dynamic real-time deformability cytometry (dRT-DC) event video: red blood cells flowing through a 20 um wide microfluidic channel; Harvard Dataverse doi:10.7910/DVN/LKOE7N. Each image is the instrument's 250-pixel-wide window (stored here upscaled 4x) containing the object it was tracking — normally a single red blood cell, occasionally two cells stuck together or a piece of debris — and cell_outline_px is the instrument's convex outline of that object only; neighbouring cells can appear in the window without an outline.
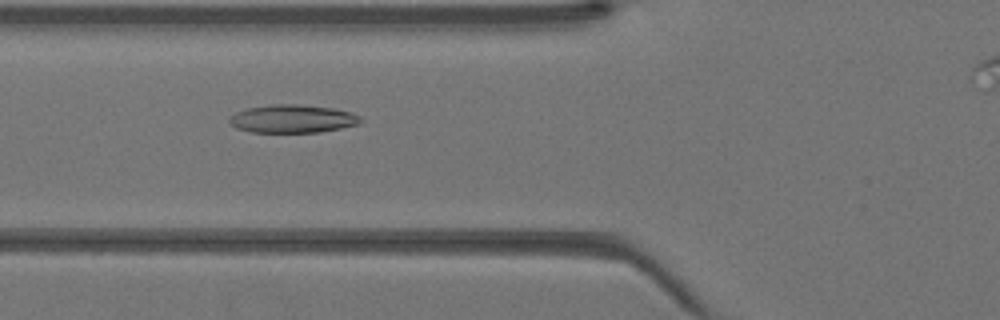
{"species": "Egyptian fruit bat (a non-hibernating species)", "species_latin": "Rousettus aegyptiacus", "temperature_condition": "warm", "stored_images_in_passage": 35, "camera_frame_rate_fps": 3000, "um_per_image_px": 0.085, "animal": {"sex": "female"}, "frame": {"image": 1, "passage_image": 14, "time_ms": 4.333, "image_size_px": [1000, 320], "cell_outline_px": [[364, 120], [360, 124], [320, 132], [252, 132], [236, 128], [228, 120], [228, 116], [236, 112], [248, 108], [276, 104], [296, 104], [332, 108], [352, 112], [360, 116]], "centroid_in_image_um": [24.89, 10.1], "position_along_channel_um": 100.9, "area_um2": 21.5}}
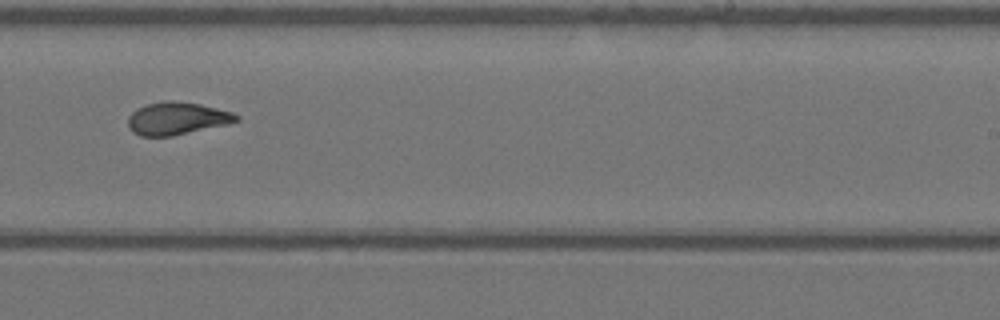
{"frame": {"image": 2, "passage_image": 25, "time_ms": 8.0, "image_size_px": [1000, 320], "cell_outline_px": [[240, 120], [228, 124], [172, 136], [140, 136], [132, 132], [128, 128], [128, 116], [136, 108], [144, 104], [168, 100], [172, 100], [200, 104], [232, 112], [240, 116]], "centroid_in_image_um": [15.01, 10.06], "position_along_channel_um": 274.0, "area_um2": 20.75}}
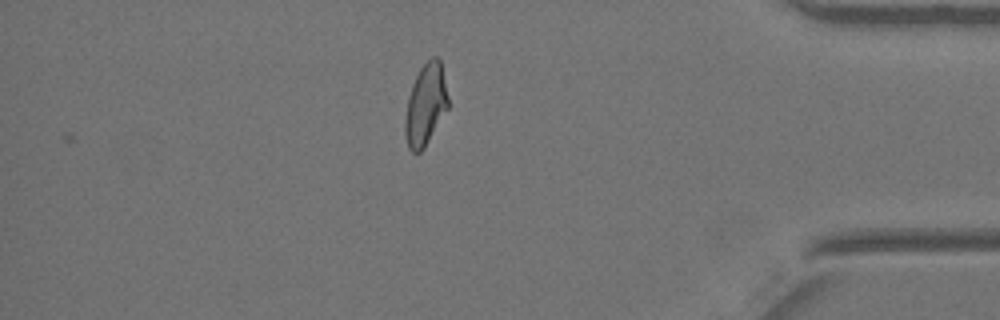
{"frame": {"image": 3, "passage_image": 35, "time_ms": 11.333, "image_size_px": [1000, 320], "cell_outline_px": [[448, 108], [424, 148], [420, 152], [412, 152], [408, 148], [404, 132], [404, 120], [408, 96], [412, 84], [420, 68], [432, 56], [436, 56], [440, 60], [448, 96]], "centroid_in_image_um": [36.16, 8.91], "position_along_channel_um": 399.0, "area_um2": 20.4}}